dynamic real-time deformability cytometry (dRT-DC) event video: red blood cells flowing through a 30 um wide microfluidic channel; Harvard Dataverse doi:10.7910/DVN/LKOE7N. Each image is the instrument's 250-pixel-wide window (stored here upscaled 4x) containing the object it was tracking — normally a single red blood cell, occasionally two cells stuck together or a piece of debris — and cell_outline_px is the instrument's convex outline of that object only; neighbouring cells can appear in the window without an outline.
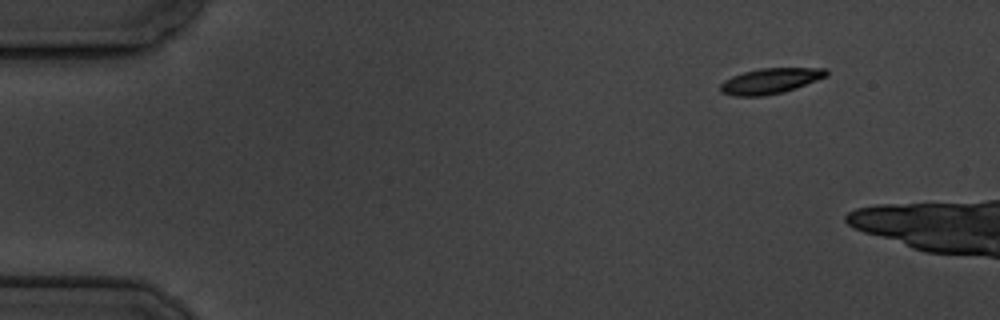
{"species": "common noctule bat (a hibernating species)", "species_latin": "Nyctalus noctula", "temperature_condition": "cold", "stored_images_in_passage": 7, "segment_of_instrument_passage": [2, 2], "camera_frame_rate_fps": 3000, "um_per_image_px": 0.085, "animal": {"sex": "male", "body_mass_g": 19.5, "forearm_length_mm": 54.6}, "frame": {"image": 1, "passage_image": 7, "time_ms": 7.0, "image_size_px": [1000, 320], "cell_outline_px": [[828, 76], [796, 88], [784, 92], [764, 96], [736, 96], [720, 92], [720, 84], [724, 80], [732, 76], [744, 72], [760, 68], [828, 68]], "centroid_in_image_um": [65.49, 6.88], "position_along_channel_um": 19.5, "area_um2": 15.84}}